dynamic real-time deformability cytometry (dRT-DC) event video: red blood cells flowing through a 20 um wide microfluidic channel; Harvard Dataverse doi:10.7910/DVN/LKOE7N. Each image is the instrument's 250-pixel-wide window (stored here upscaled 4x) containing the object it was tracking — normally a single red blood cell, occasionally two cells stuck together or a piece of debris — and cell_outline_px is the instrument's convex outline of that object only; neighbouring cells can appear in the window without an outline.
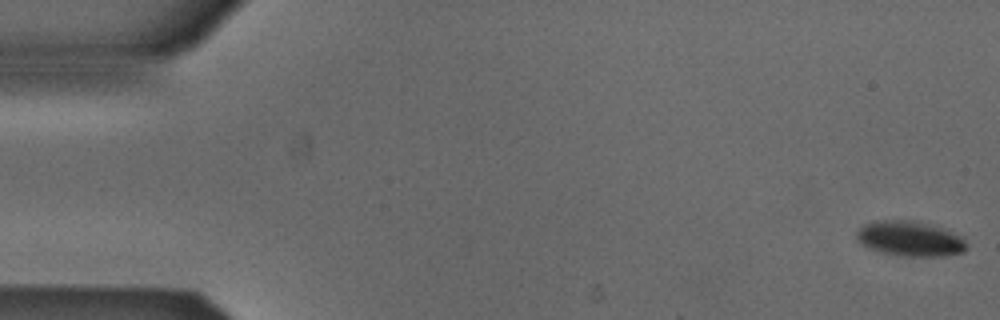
{"species": "Egyptian fruit bat (a non-hibernating species)", "species_latin": "Rousettus aegyptiacus", "temperature_condition": "cold", "stored_images_in_passage": 5, "camera_frame_rate_fps": 3000, "um_per_image_px": 0.085, "animal": {"sex": "male"}, "frame": {"image": 1, "passage_image": 1, "time_ms": 0.0, "image_size_px": [1000, 320], "cell_outline_px": [[968, 248], [964, 252], [944, 256], [900, 256], [868, 248], [856, 240], [856, 232], [864, 224], [876, 220], [912, 220], [928, 224], [964, 236], [968, 244]], "centroid_in_image_um": [77.38, 20.29], "position_along_channel_um": 7.6, "area_um2": 22.66}}
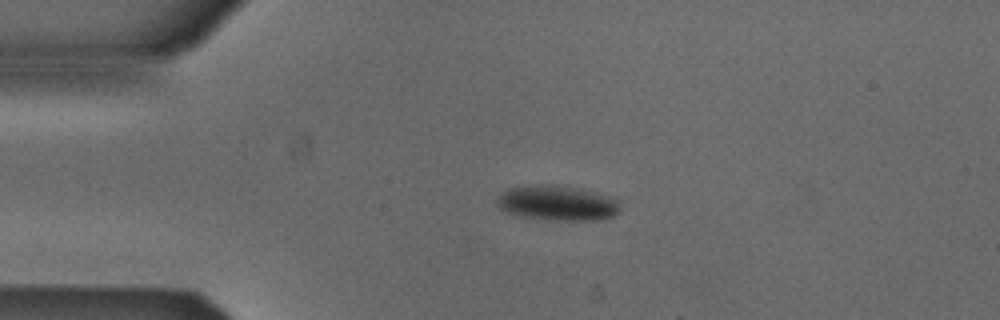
{"frame": {"image": 2, "passage_image": 4, "time_ms": 1.0, "image_size_px": [1000, 320], "cell_outline_px": [[620, 212], [604, 220], [556, 220], [520, 216], [508, 212], [500, 208], [496, 204], [496, 200], [508, 188], [540, 184], [552, 184], [572, 188], [588, 192], [616, 200], [620, 204]], "centroid_in_image_um": [47.34, 17.28], "position_along_channel_um": 37.7, "area_um2": 24.51}}